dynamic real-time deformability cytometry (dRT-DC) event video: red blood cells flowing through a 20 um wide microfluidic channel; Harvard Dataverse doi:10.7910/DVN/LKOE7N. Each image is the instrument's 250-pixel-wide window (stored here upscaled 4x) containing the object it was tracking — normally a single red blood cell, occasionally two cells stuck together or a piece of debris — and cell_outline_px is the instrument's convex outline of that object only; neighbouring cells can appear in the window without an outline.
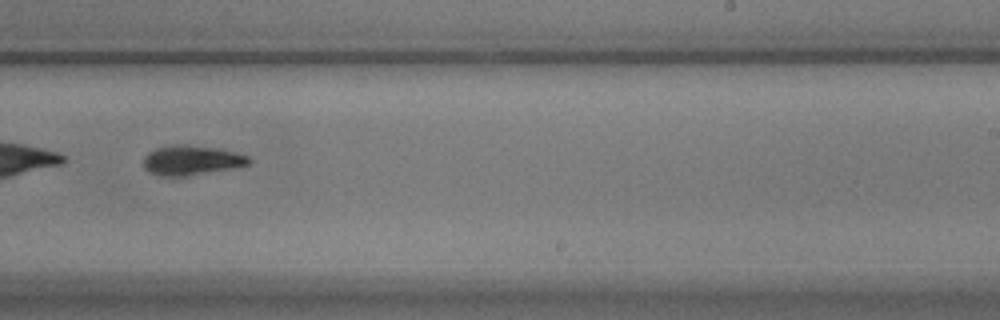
{"species": "common noctule bat (a hibernating species)", "species_latin": "Nyctalus noctula", "temperature_condition": "warm", "stored_images_in_passage": 46, "segment_of_instrument_passage": [2, 2], "camera_frame_rate_fps": 3000, "um_per_image_px": 0.085, "animal": {"sex": "male", "body_mass_g": 17.9}, "frame": {"image": 1, "passage_image": 26, "time_ms": 8.333, "image_size_px": [1000, 320], "cell_outline_px": [[252, 160], [248, 164], [232, 168], [184, 176], [160, 176], [148, 172], [144, 168], [144, 156], [148, 152], [156, 148], [216, 148], [248, 156]], "centroid_in_image_um": [16.26, 13.69], "position_along_channel_um": 272.7, "area_um2": 17.05}}
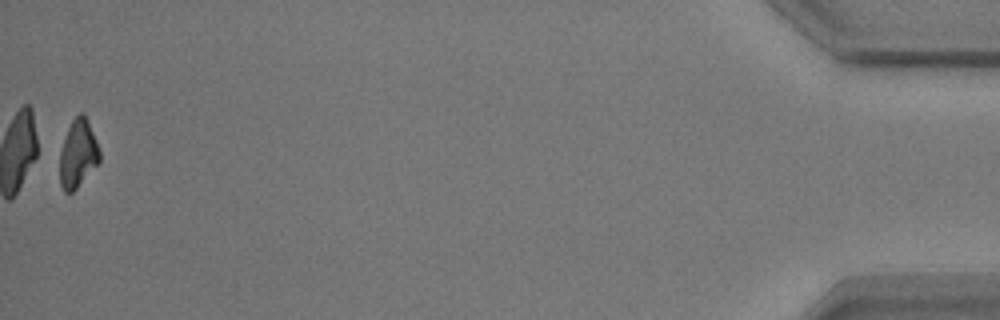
{"frame": {"image": 2, "passage_image": 46, "time_ms": 15.0, "image_size_px": [1000, 320], "cell_outline_px": [[100, 160], [76, 188], [72, 192], [64, 192], [60, 184], [60, 152], [68, 128], [72, 120], [80, 112], [84, 112], [96, 140], [100, 152]], "centroid_in_image_um": [6.62, 13.05], "position_along_channel_um": 428.6, "area_um2": 15.43}}